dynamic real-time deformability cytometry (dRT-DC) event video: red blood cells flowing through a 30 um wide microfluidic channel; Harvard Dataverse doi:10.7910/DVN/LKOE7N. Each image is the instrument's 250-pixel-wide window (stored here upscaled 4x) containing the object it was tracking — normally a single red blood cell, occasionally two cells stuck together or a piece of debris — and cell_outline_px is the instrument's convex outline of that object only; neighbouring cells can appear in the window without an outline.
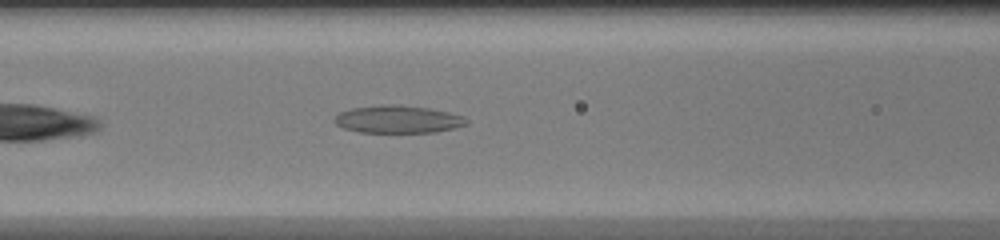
{"species": "common noctule bat (a hibernating species)", "species_latin": "Nyctalus noctula", "temperature_condition": "warm", "stored_images_in_passage": 32, "camera_frame_rate_fps": 3000, "um_per_image_px": 0.085, "animal": {"sex": "female", "body_mass_g": 20.0, "forearm_length_mm": 54.0}, "frame": {"image": 1, "passage_image": 7, "time_ms": 2.0, "image_size_px": [1000, 240], "cell_outline_px": [[468, 124], [436, 132], [360, 132], [344, 128], [336, 124], [332, 120], [340, 112], [352, 108], [384, 104], [400, 104], [428, 108], [448, 112], [464, 116], [468, 120]], "centroid_in_image_um": [33.82, 10.13], "position_along_channel_um": 132.8, "area_um2": 21.21}}
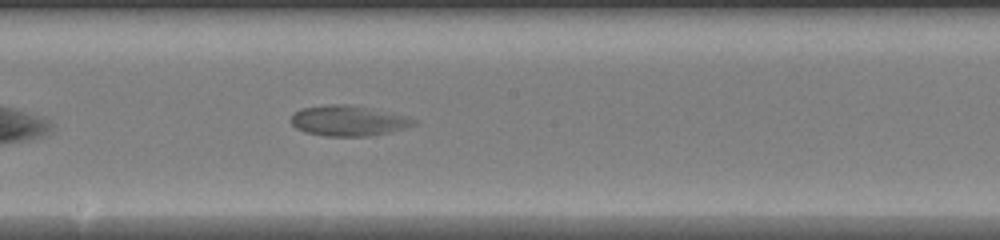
{"frame": {"image": 2, "passage_image": 13, "time_ms": 4.0, "image_size_px": [1000, 240], "cell_outline_px": [[420, 120], [416, 124], [392, 132], [368, 136], [328, 136], [304, 132], [296, 128], [292, 124], [292, 112], [300, 108], [332, 104], [348, 104], [408, 116]], "centroid_in_image_um": [29.62, 10.26], "position_along_channel_um": 218.6, "area_um2": 21.85}}
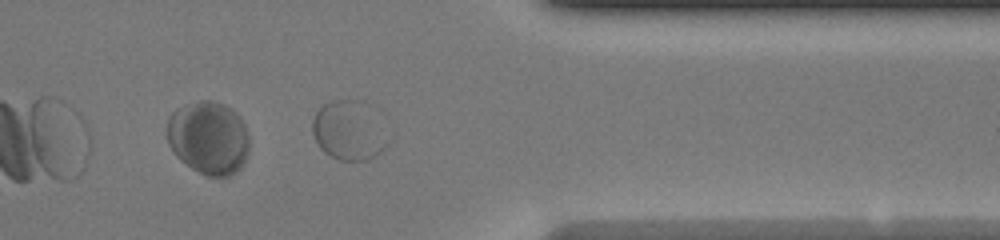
{"frame": {"image": 3, "passage_image": 25, "time_ms": 8.0, "image_size_px": [1000, 240], "cell_outline_px": [[388, 144], [376, 156], [368, 160], [340, 160], [324, 152], [320, 148], [312, 132], [312, 120], [316, 112], [324, 104], [332, 100], [356, 100]], "centroid_in_image_um": [29.47, 11.18], "position_along_channel_um": 381.9, "area_um2": 23.93}}